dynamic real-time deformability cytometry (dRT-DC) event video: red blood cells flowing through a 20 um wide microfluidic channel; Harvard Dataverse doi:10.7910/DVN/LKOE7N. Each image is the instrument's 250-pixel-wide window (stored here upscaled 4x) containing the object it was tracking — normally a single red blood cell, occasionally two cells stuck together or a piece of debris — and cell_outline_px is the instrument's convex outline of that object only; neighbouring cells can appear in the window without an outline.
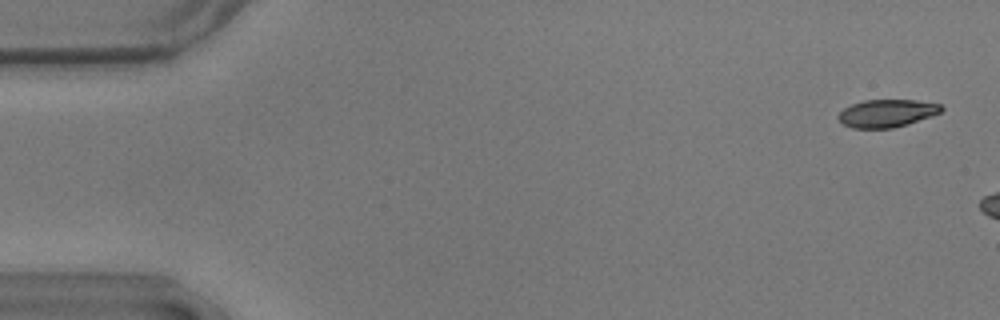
{"species": "common noctule bat (a hibernating species)", "species_latin": "Nyctalus noctula", "temperature_condition": "warm", "stored_images_in_passage": 8, "camera_frame_rate_fps": 3000, "um_per_image_px": 0.085, "animal": {"sex": "male", "body_mass_g": 17.9}, "frame": {"image": 1, "passage_image": 2, "time_ms": 0.333, "image_size_px": [1000, 320], "cell_outline_px": [[944, 108], [940, 112], [932, 116], [908, 124], [892, 128], [852, 128], [844, 124], [836, 116], [844, 108], [852, 104], [864, 100], [916, 100], [940, 104]], "centroid_in_image_um": [75.39, 9.62], "position_along_channel_um": 9.6, "area_um2": 16.59}}